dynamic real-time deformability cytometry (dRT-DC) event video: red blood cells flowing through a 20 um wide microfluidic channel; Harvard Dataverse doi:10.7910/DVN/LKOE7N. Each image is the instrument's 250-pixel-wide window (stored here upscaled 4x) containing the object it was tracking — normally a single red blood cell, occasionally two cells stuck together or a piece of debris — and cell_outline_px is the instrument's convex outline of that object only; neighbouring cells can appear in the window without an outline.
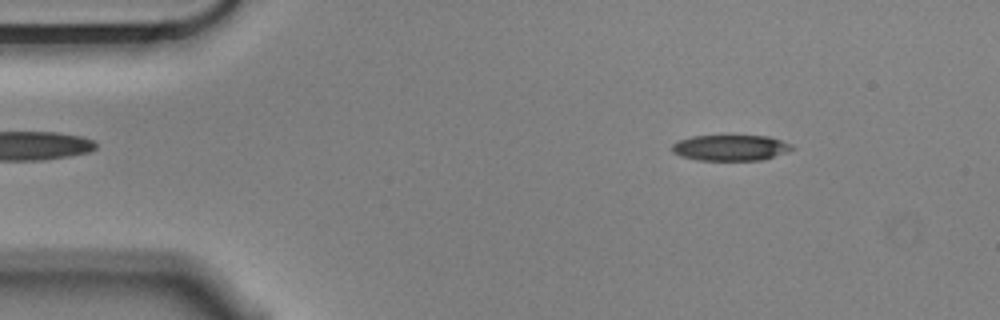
{"species": "Egyptian fruit bat (a non-hibernating species)", "species_latin": "Rousettus aegyptiacus", "temperature_condition": "cold", "stored_images_in_passage": 55, "camera_frame_rate_fps": 3000, "um_per_image_px": 0.085, "animal": {"sex": "male"}, "frame": {"image": 1, "passage_image": 7, "time_ms": 2.0, "image_size_px": [1000, 320], "cell_outline_px": [[796, 148], [764, 160], [696, 160], [680, 156], [672, 152], [672, 144], [680, 140], [692, 136], [768, 136], [792, 144]], "centroid_in_image_um": [62.09, 12.56], "position_along_channel_um": 22.9, "area_um2": 18.03}}
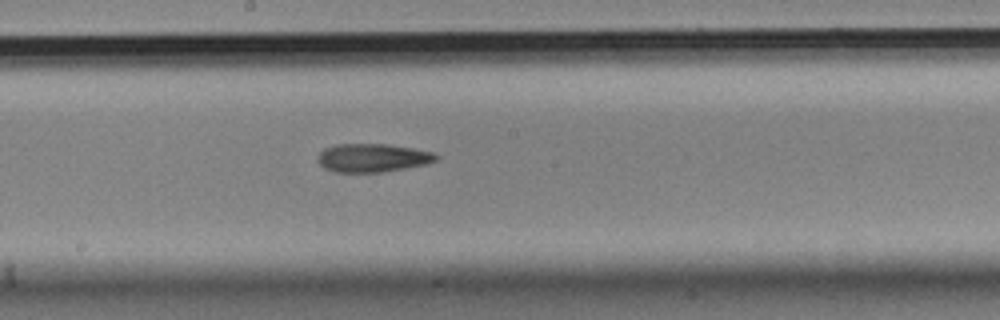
{"frame": {"image": 2, "passage_image": 29, "time_ms": 9.333, "image_size_px": [1000, 320], "cell_outline_px": [[440, 156], [436, 160], [428, 164], [380, 172], [336, 172], [324, 168], [316, 160], [320, 152], [324, 148], [336, 144], [388, 144], [412, 148], [432, 152]], "centroid_in_image_um": [31.65, 13.41], "position_along_channel_um": 216.5, "area_um2": 19.59}}
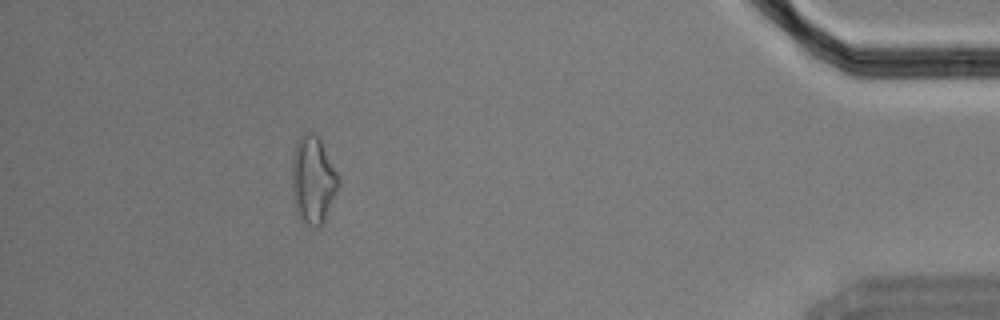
{"frame": {"image": 3, "passage_image": 50, "time_ms": 16.333, "image_size_px": [1000, 320], "cell_outline_px": [[340, 184], [324, 220], [316, 228], [312, 228], [300, 220], [296, 212], [292, 196], [292, 156], [296, 144], [300, 136], [304, 132], [316, 132], [340, 176]], "centroid_in_image_um": [26.6, 15.29], "position_along_channel_um": 408.6, "area_um2": 24.04}}